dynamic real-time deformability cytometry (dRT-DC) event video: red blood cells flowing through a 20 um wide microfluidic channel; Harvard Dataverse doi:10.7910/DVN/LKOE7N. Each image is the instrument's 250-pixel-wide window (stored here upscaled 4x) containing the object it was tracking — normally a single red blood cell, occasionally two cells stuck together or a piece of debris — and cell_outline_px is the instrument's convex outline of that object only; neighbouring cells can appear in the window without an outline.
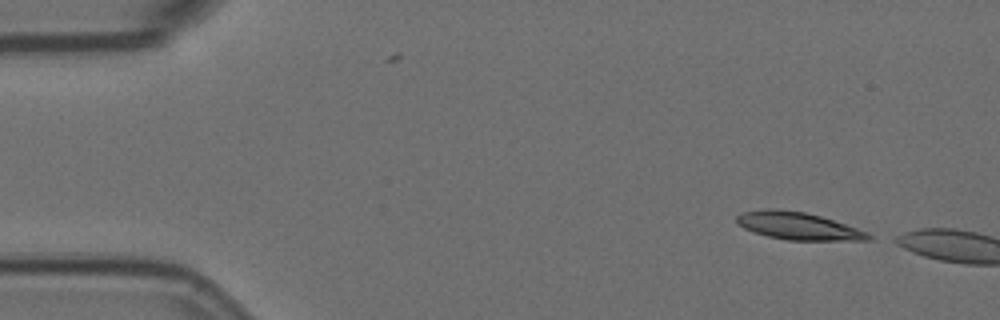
{"species": "Egyptian fruit bat (a non-hibernating species)", "species_latin": "Rousettus aegyptiacus", "temperature_condition": "room temperature", "stored_images_in_passage": 2, "camera_frame_rate_fps": 3000, "um_per_image_px": 0.085, "animal": {"sex": "female"}, "frame": {"image": 1, "passage_image": 1, "time_ms": 0.0, "image_size_px": [1000, 320], "cell_outline_px": [[872, 240], [788, 240], [768, 236], [744, 228], [736, 224], [736, 216], [740, 212], [768, 208], [776, 208], [804, 212], [820, 216], [856, 228], [872, 236]], "centroid_in_image_um": [67.77, 19.19], "position_along_channel_um": 17.2, "area_um2": 20.87}}